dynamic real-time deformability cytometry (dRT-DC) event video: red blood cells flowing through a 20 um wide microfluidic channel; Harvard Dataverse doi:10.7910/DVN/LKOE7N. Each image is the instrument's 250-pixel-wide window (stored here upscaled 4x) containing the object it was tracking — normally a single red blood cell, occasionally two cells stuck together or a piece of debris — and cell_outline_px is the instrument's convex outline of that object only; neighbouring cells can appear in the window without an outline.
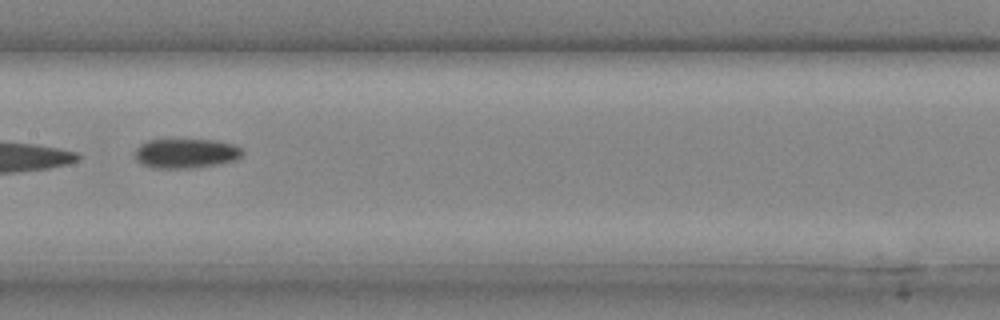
{"species": "common noctule bat (a hibernating species)", "species_latin": "Nyctalus noctula", "temperature_condition": "cold", "stored_images_in_passage": 21, "camera_frame_rate_fps": 3000, "um_per_image_px": 0.085, "animal": {"sex": "male", "body_mass_g": 20.4}, "frame": {"image": 1, "passage_image": 7, "time_ms": 2.0, "image_size_px": [1000, 320], "cell_outline_px": [[244, 152], [236, 160], [220, 164], [192, 168], [152, 168], [136, 160], [136, 148], [140, 144], [148, 140], [216, 140], [232, 144], [240, 148]], "centroid_in_image_um": [15.81, 13.04], "position_along_channel_um": 191.6, "area_um2": 18.44}}